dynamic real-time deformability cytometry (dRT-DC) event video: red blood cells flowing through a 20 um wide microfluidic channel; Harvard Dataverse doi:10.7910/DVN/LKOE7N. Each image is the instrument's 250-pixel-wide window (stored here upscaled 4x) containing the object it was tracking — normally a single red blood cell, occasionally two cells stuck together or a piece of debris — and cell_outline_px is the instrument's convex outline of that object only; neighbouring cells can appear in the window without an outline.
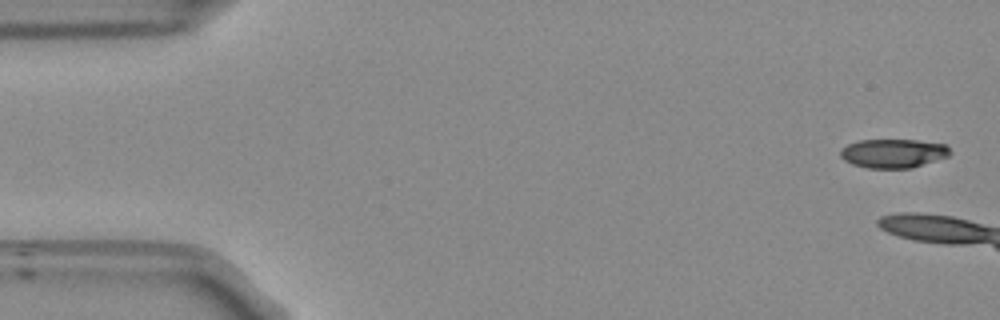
{"species": "Egyptian fruit bat (a non-hibernating species)", "species_latin": "Rousettus aegyptiacus", "temperature_condition": "room temperature", "stored_images_in_passage": 7, "camera_frame_rate_fps": 3000, "um_per_image_px": 0.085, "frame": {"image": 1, "passage_image": 1, "time_ms": 0.0, "image_size_px": [1000, 320], "cell_outline_px": [[952, 152], [948, 156], [912, 168], [868, 168], [852, 164], [844, 160], [840, 156], [840, 148], [848, 144], [860, 140], [916, 140], [948, 144]], "centroid_in_image_um": [75.94, 13.03], "position_along_channel_um": 9.1, "area_um2": 18.61}}